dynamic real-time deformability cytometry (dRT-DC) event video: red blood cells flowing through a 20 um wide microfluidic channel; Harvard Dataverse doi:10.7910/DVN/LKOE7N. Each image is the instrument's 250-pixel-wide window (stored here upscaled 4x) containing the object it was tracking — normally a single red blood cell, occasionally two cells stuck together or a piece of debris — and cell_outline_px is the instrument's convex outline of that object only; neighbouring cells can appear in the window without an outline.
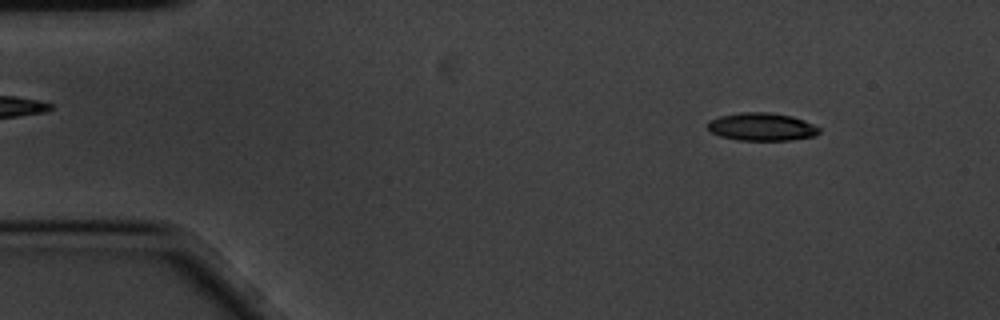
{"species": "common noctule bat (a hibernating species)", "species_latin": "Nyctalus noctula", "temperature_condition": "cold", "stored_images_in_passage": 5, "segment_of_instrument_passage": [1, 2], "camera_frame_rate_fps": 3000, "um_per_image_px": 0.085, "animal": {"sex": "male", "body_mass_g": 20.1, "forearm_length_mm": 53.5}, "frame": {"image": 1, "passage_image": 1, "time_ms": 0.0, "image_size_px": [1000, 320], "cell_outline_px": [[820, 132], [816, 136], [792, 140], [736, 140], [720, 136], [712, 132], [708, 128], [708, 120], [720, 116], [740, 112], [768, 112], [792, 116], [804, 120], [820, 128]], "centroid_in_image_um": [64.76, 10.78], "position_along_channel_um": 20.2, "area_um2": 18.21}}